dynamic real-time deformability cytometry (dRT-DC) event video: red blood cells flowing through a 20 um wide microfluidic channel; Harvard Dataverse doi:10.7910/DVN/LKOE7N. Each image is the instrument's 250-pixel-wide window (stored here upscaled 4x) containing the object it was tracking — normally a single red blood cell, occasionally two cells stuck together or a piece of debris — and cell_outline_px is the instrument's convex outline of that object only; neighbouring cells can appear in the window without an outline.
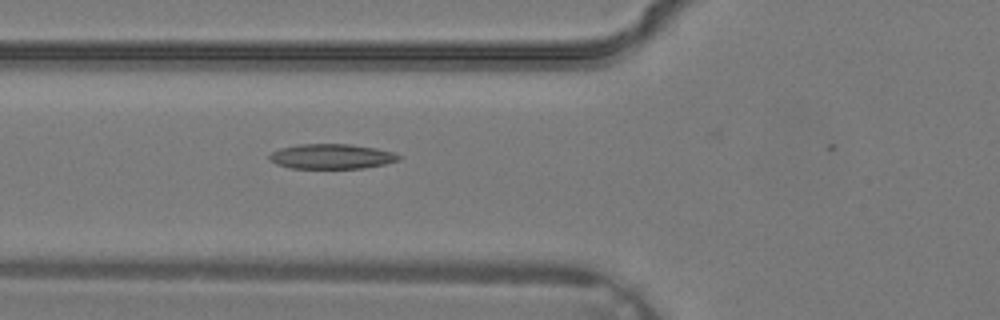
{"species": "common noctule bat (a hibernating species)", "species_latin": "Nyctalus noctula", "temperature_condition": "warm", "stored_images_in_passage": 4, "camera_frame_rate_fps": 3000, "um_per_image_px": 0.085, "animal": {"sex": "male", "body_mass_g": 19.2, "forearm_length_mm": 51.8}, "frame": {"image": 1, "passage_image": 4, "time_ms": 1.0, "image_size_px": [1000, 320], "cell_outline_px": [[400, 160], [384, 164], [364, 168], [288, 168], [276, 164], [268, 160], [268, 156], [272, 152], [280, 148], [300, 144], [348, 144], [376, 148], [392, 152], [400, 156]], "centroid_in_image_um": [28.14, 13.3], "position_along_channel_um": 97.7, "area_um2": 18.79}}